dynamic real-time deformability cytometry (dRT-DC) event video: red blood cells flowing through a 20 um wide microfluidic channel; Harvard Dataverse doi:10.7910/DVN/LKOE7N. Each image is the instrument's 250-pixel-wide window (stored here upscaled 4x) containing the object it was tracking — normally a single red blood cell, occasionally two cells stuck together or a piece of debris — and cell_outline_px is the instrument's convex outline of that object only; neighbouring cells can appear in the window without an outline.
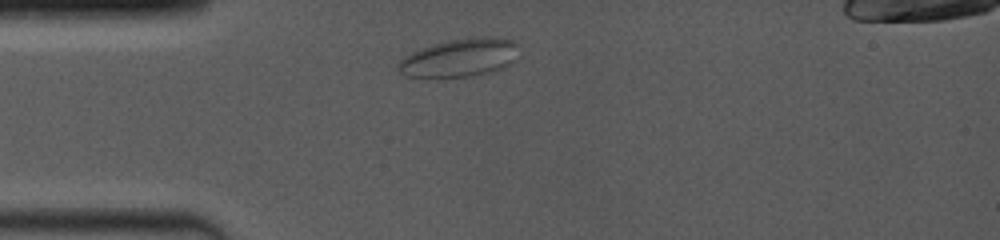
{"species": "common noctule bat (a hibernating species)", "species_latin": "Nyctalus noctula", "temperature_condition": "room temperature", "stored_images_in_passage": 3, "camera_frame_rate_fps": 4000, "um_per_image_px": 0.085, "animal": {"sex": "female", "body_mass_g": 19.0, "forearm_length_mm": 53.3}, "frame": {"image": 1, "passage_image": 1, "time_ms": 0.0, "image_size_px": [1000, 240], "cell_outline_px": [[520, 60], [504, 68], [468, 76], [404, 76], [396, 68], [396, 64], [404, 56], [420, 48], [432, 44], [448, 40], [480, 36], [496, 36], [516, 40], [520, 44]], "centroid_in_image_um": [39.19, 4.86], "position_along_channel_um": 45.8, "area_um2": 27.46}}
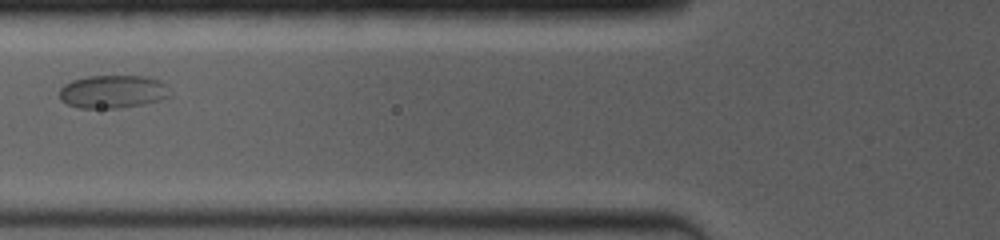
{"frame": {"image": 2, "passage_image": 3, "time_ms": 2.25, "image_size_px": [1000, 240], "cell_outline_px": [[172, 96], [144, 104], [120, 108], [80, 108], [68, 104], [60, 100], [60, 88], [64, 84], [72, 80], [88, 76], [148, 76], [160, 80], [164, 84]], "centroid_in_image_um": [9.59, 7.79], "position_along_channel_um": 116.2, "area_um2": 21.39}}